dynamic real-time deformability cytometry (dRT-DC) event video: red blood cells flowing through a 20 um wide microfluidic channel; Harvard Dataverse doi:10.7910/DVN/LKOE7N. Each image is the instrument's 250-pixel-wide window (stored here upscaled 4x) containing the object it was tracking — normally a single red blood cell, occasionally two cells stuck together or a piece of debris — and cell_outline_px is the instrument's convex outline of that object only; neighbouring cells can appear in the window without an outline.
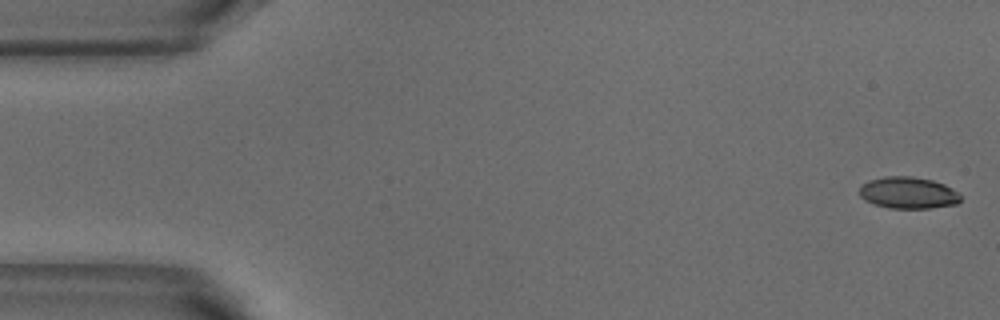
{"species": "common noctule bat (a hibernating species)", "species_latin": "Nyctalus noctula", "temperature_condition": "warm", "stored_images_in_passage": 4, "camera_frame_rate_fps": 3000, "um_per_image_px": 0.085, "animal": {"sex": "male", "body_mass_g": 18.8}, "frame": {"image": 1, "passage_image": 1, "time_ms": 0.0, "image_size_px": [1000, 320], "cell_outline_px": [[960, 200], [956, 204], [932, 208], [888, 208], [864, 200], [860, 196], [860, 188], [868, 180], [888, 176], [912, 176], [932, 180], [944, 184], [952, 188], [960, 196]], "centroid_in_image_um": [77.2, 16.39], "position_along_channel_um": 7.8, "area_um2": 18.55}}
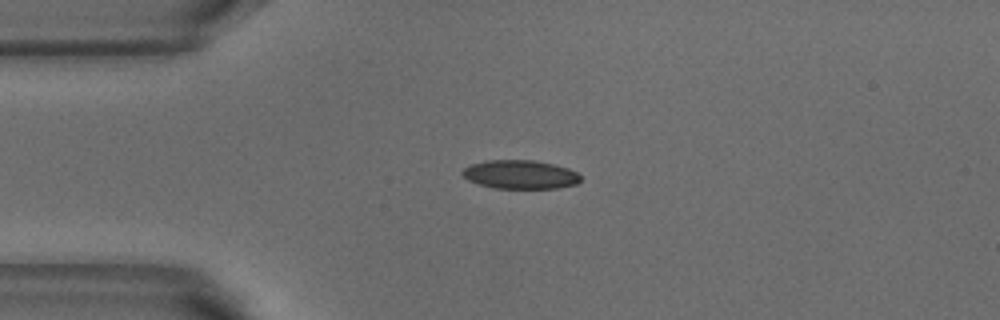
{"frame": {"image": 2, "passage_image": 4, "time_ms": 1.0, "image_size_px": [1000, 320], "cell_outline_px": [[580, 180], [576, 184], [556, 188], [492, 188], [468, 180], [460, 172], [464, 168], [472, 164], [484, 160], [532, 160], [552, 164], [568, 168], [576, 172], [580, 176]], "centroid_in_image_um": [44.19, 14.83], "position_along_channel_um": 40.8, "area_um2": 19.65}}